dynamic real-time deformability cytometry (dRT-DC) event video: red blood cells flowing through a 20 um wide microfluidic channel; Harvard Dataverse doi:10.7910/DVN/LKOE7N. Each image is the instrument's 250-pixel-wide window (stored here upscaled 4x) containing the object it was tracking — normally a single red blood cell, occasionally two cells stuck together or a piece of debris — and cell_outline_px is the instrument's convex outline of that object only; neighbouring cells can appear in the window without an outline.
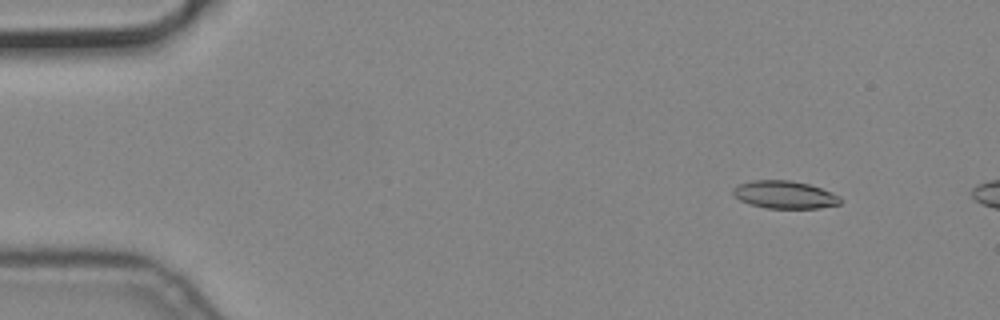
{"species": "common noctule bat (a hibernating species)", "species_latin": "Nyctalus noctula", "temperature_condition": "cold", "stored_images_in_passage": 10, "camera_frame_rate_fps": 3000, "um_per_image_px": 0.085, "animal": {"sex": "male", "body_mass_g": 19.2, "forearm_length_mm": 51.8}, "frame": {"image": 1, "passage_image": 2, "time_ms": 0.333, "image_size_px": [1000, 320], "cell_outline_px": [[840, 204], [820, 208], [764, 208], [748, 204], [732, 196], [732, 188], [736, 184], [752, 180], [788, 180], [808, 184], [832, 192], [840, 196]], "centroid_in_image_um": [66.63, 16.55], "position_along_channel_um": 18.4, "area_um2": 17.51}}